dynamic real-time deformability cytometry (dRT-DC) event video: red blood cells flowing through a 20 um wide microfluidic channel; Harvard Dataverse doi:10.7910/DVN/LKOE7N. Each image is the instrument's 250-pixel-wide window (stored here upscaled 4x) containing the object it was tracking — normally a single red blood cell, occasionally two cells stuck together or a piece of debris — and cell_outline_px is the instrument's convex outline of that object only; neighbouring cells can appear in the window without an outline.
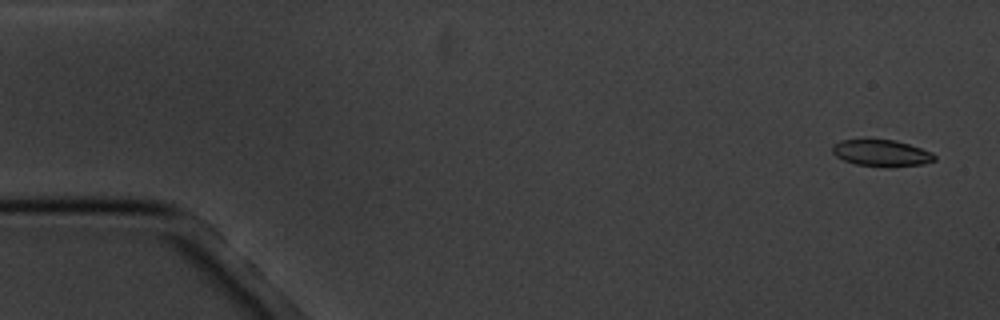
{"species": "common noctule bat (a hibernating species)", "species_latin": "Nyctalus noctula", "temperature_condition": "cold", "stored_images_in_passage": 5, "camera_frame_rate_fps": 3000, "um_per_image_px": 0.085, "animal": {"sex": "male", "body_mass_g": 20.1, "forearm_length_mm": 53.5}, "frame": {"image": 1, "passage_image": 1, "time_ms": 0.0, "image_size_px": [1000, 320], "cell_outline_px": [[936, 160], [924, 164], [888, 168], [856, 164], [844, 160], [836, 156], [832, 152], [832, 144], [840, 140], [896, 140], [932, 152], [936, 156]], "centroid_in_image_um": [74.94, 13.03], "position_along_channel_um": 10.1, "area_um2": 15.95}}
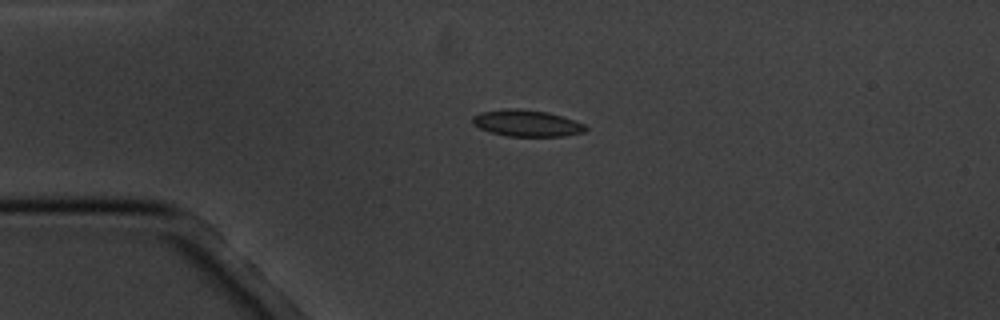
{"frame": {"image": 2, "passage_image": 4, "time_ms": 3.667, "image_size_px": [1000, 320], "cell_outline_px": [[588, 128], [584, 132], [564, 136], [508, 136], [492, 132], [480, 128], [472, 124], [472, 116], [480, 112], [508, 108], [516, 108], [548, 112], [584, 124]], "centroid_in_image_um": [44.75, 10.47], "position_along_channel_um": 40.3, "area_um2": 17.34}}